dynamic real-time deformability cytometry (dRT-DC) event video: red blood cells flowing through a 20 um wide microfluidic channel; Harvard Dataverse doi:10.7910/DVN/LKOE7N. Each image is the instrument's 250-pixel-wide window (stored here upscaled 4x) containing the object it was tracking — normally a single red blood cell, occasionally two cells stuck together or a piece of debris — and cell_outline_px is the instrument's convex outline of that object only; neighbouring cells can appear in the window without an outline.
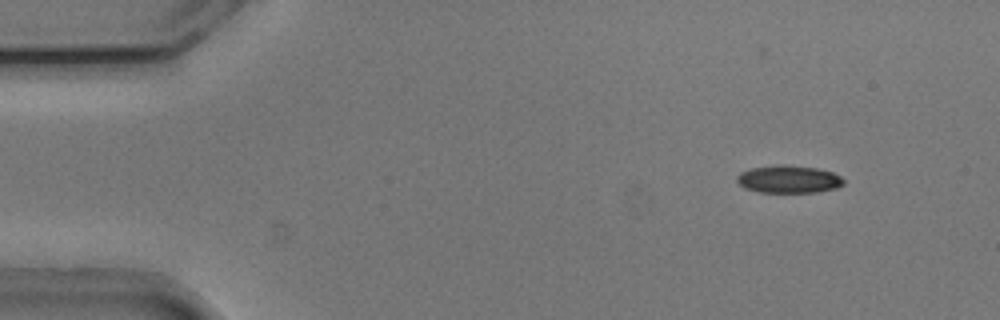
{"species": "common noctule bat (a hibernating species)", "species_latin": "Nyctalus noctula", "temperature_condition": "cold", "stored_images_in_passage": 48, "camera_frame_rate_fps": 3000, "um_per_image_px": 0.085, "animal": {"sex": "male", "body_mass_g": 20.5, "forearm_length_mm": 52.5}, "frame": {"image": 1, "passage_image": 1, "time_ms": 0.0, "image_size_px": [1000, 320], "cell_outline_px": [[844, 184], [836, 188], [816, 192], [760, 192], [744, 188], [736, 180], [736, 176], [740, 172], [748, 168], [780, 164], [784, 164], [816, 168], [832, 172], [840, 176], [844, 180]], "centroid_in_image_um": [67.01, 15.22], "position_along_channel_um": 18.0, "area_um2": 17.28}}
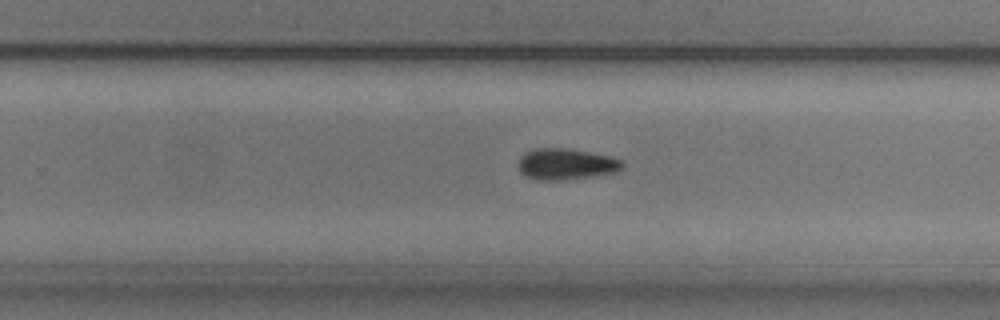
{"frame": {"image": 2, "passage_image": 29, "time_ms": 9.333, "image_size_px": [1000, 320], "cell_outline_px": [[624, 164], [620, 172], [592, 176], [560, 180], [536, 180], [524, 176], [520, 172], [520, 156], [532, 148], [564, 148], [612, 156], [620, 160]], "centroid_in_image_um": [48.12, 13.95], "position_along_channel_um": 281.7, "area_um2": 18.96}}
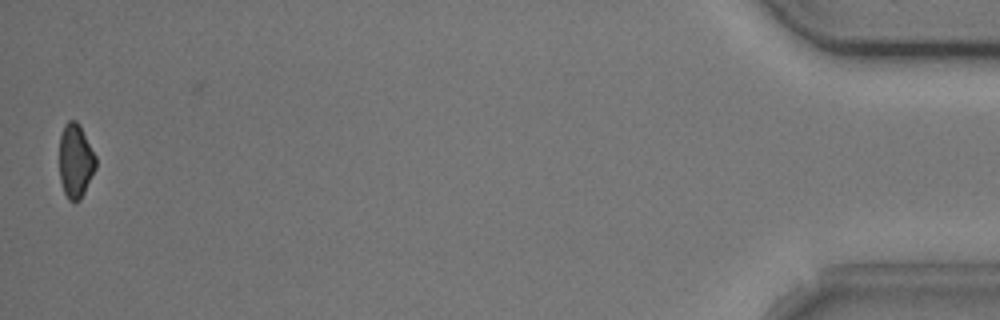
{"frame": {"image": 3, "passage_image": 48, "time_ms": 15.667, "image_size_px": [1000, 320], "cell_outline_px": [[96, 168], [80, 200], [68, 200], [64, 192], [60, 180], [60, 136], [64, 124], [68, 120], [76, 120], [80, 124], [96, 156]], "centroid_in_image_um": [6.42, 13.64], "position_along_channel_um": 428.8, "area_um2": 15.72}, "authors_computed_cell_mechanics": {"area_um2": 18.2359, "velocity_mm_per_s": 3.7911, "shape_relaxation_time_tau1_ms": 2.1556, "shape_relaxation_time_tau2_ms": null, "deformation_change_tau1": 0.0716, "deformation_change_tau2": null}}